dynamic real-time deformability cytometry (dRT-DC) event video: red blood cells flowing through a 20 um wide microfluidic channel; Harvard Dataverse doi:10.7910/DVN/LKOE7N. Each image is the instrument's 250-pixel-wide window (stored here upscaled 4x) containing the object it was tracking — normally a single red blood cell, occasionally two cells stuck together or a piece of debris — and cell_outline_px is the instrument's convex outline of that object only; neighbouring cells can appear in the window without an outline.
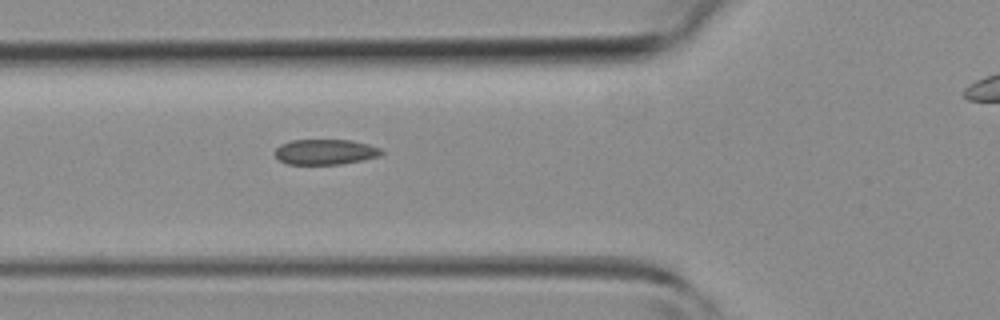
{"species": "common noctule bat (a hibernating species)", "species_latin": "Nyctalus noctula", "temperature_condition": "room temperature", "stored_images_in_passage": 4, "segment_of_instrument_passage": [1, 2], "camera_frame_rate_fps": 3000, "um_per_image_px": 0.085, "animal": {"sex": "female", "body_mass_g": 19.3, "forearm_length_mm": 54.1}, "frame": {"image": 1, "passage_image": 3, "time_ms": 3.333, "image_size_px": [1000, 320], "cell_outline_px": [[384, 152], [380, 156], [340, 164], [288, 164], [280, 160], [276, 156], [276, 148], [280, 144], [292, 140], [352, 140], [368, 144], [380, 148]], "centroid_in_image_um": [27.66, 12.9], "position_along_channel_um": 98.1, "area_um2": 15.61}}